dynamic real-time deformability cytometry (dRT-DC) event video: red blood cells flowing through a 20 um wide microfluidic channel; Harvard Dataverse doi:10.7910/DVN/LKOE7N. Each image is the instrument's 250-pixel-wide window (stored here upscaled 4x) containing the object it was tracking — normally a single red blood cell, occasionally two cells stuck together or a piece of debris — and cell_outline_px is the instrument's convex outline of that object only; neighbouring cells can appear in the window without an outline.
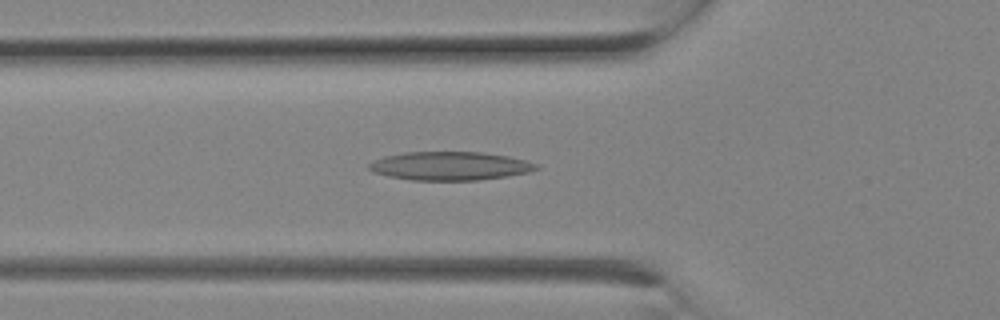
{"species": "Egyptian fruit bat (a non-hibernating species)", "species_latin": "Rousettus aegyptiacus", "temperature_condition": "room temperature", "stored_images_in_passage": 2, "camera_frame_rate_fps": 3000, "um_per_image_px": 0.085, "animal": {"sex": "female"}, "frame": {"image": 1, "passage_image": 2, "time_ms": 0.333, "image_size_px": [1000, 320], "cell_outline_px": [[540, 168], [528, 172], [508, 176], [480, 180], [412, 180], [388, 176], [372, 172], [368, 168], [368, 164], [372, 160], [384, 156], [404, 152], [480, 152], [508, 156], [540, 164]], "centroid_in_image_um": [38.23, 14.1], "position_along_channel_um": 87.6, "area_um2": 27.98}}